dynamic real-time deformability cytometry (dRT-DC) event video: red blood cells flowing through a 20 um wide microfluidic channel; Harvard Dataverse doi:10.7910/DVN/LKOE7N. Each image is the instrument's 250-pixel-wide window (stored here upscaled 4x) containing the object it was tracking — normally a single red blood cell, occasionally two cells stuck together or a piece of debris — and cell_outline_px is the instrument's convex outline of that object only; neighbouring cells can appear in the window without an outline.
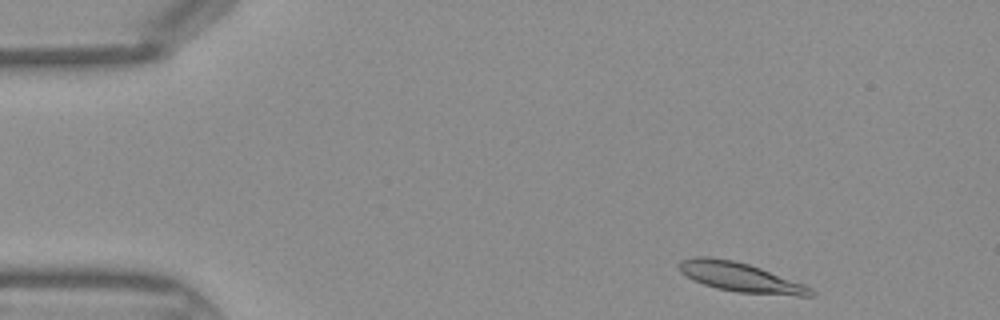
{"species": "Egyptian fruit bat (a non-hibernating species)", "species_latin": "Rousettus aegyptiacus", "temperature_condition": "warm", "stored_images_in_passage": 41, "camera_frame_rate_fps": 3000, "um_per_image_px": 0.085, "frame": {"image": 1, "passage_image": 2, "time_ms": 0.333, "image_size_px": [1000, 320], "cell_outline_px": [[816, 296], [796, 296], [736, 292], [716, 288], [692, 280], [680, 272], [680, 260], [692, 256], [712, 256], [732, 260], [748, 264], [760, 268], [804, 284], [812, 288], [816, 292]], "centroid_in_image_um": [62.94, 23.57], "position_along_channel_um": 22.1, "area_um2": 22.66}}
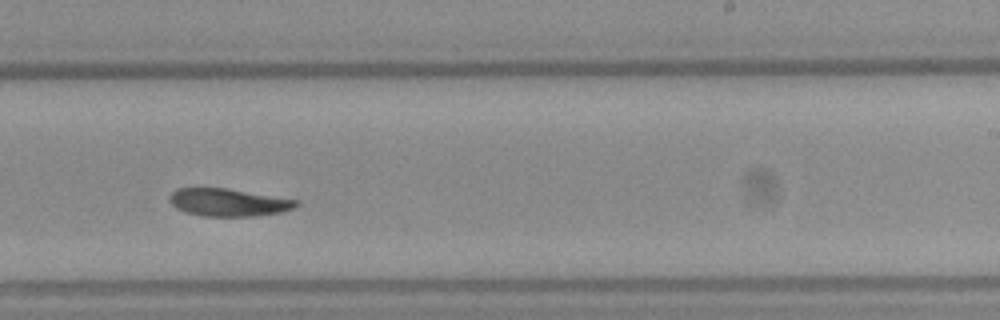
{"frame": {"image": 2, "passage_image": 24, "time_ms": 7.667, "image_size_px": [1000, 320], "cell_outline_px": [[300, 204], [296, 208], [280, 212], [252, 216], [204, 216], [188, 212], [176, 208], [168, 200], [168, 196], [176, 188], [224, 188], [296, 200]], "centroid_in_image_um": [19.38, 17.2], "position_along_channel_um": 269.6, "area_um2": 20.11}}
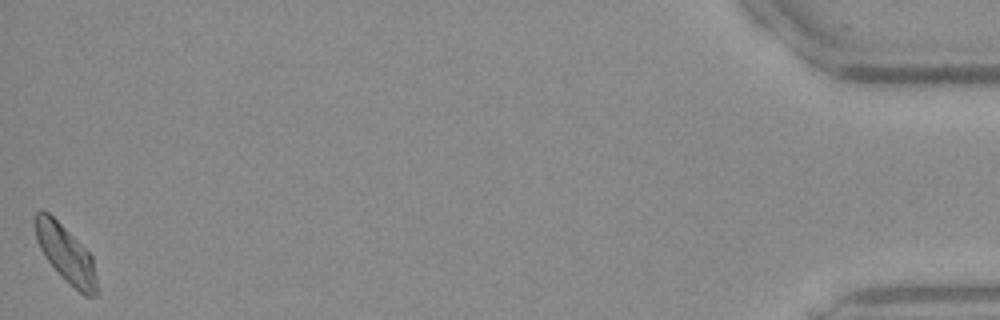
{"frame": {"image": 3, "passage_image": 41, "time_ms": 13.333, "image_size_px": [1000, 320], "cell_outline_px": [[96, 296], [84, 296], [44, 256], [36, 240], [36, 212], [40, 208], [48, 212], [92, 256], [96, 276]], "centroid_in_image_um": [5.59, 21.55], "position_along_channel_um": 429.6, "area_um2": 19.48}}